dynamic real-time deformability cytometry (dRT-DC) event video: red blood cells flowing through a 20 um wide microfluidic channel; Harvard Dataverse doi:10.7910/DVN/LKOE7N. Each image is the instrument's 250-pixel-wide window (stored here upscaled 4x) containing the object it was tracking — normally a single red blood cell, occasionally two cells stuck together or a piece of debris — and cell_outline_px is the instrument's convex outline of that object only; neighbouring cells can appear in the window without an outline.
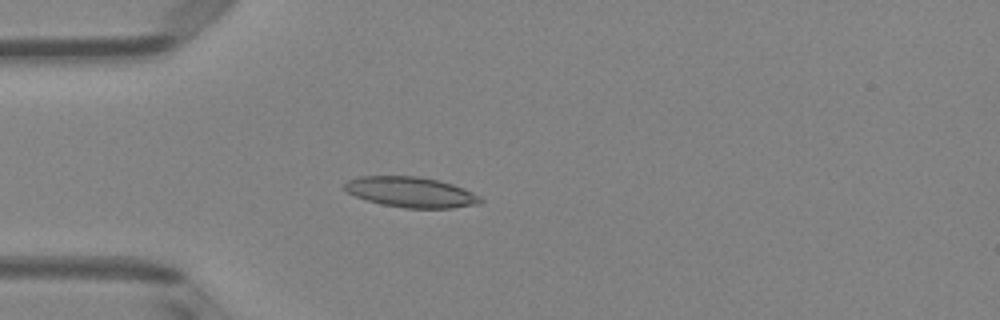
{"species": "Egyptian fruit bat (a non-hibernating species)", "species_latin": "Rousettus aegyptiacus", "temperature_condition": "room temperature", "stored_images_in_passage": 50, "camera_frame_rate_fps": 3000, "um_per_image_px": 0.085, "animal": {"sex": "female"}, "frame": {"image": 1, "passage_image": 14, "time_ms": 4.333, "image_size_px": [1000, 320], "cell_outline_px": [[484, 200], [480, 204], [452, 208], [404, 208], [380, 204], [356, 196], [348, 192], [344, 188], [344, 184], [348, 180], [360, 176], [416, 176], [440, 180], [464, 188], [480, 196]], "centroid_in_image_um": [34.96, 16.33], "position_along_channel_um": 50.0, "area_um2": 24.16}}
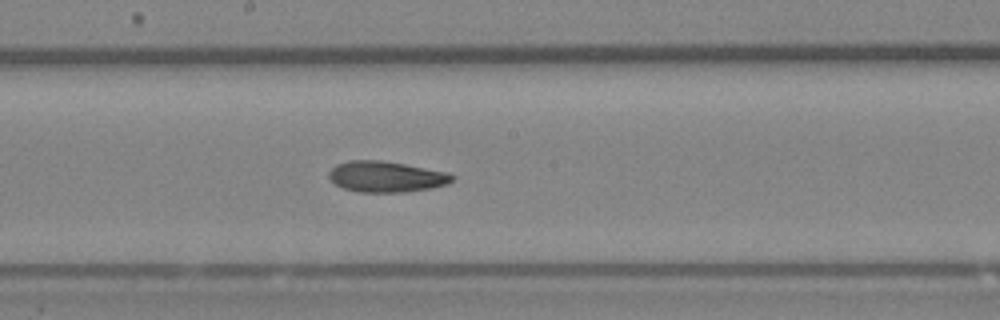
{"frame": {"image": 2, "passage_image": 27, "time_ms": 8.667, "image_size_px": [1000, 320], "cell_outline_px": [[456, 176], [448, 184], [432, 188], [404, 192], [360, 192], [344, 188], [336, 184], [328, 176], [328, 172], [336, 164], [348, 160], [380, 160], [404, 164], [448, 172]], "centroid_in_image_um": [32.83, 15.01], "position_along_channel_um": 215.4, "area_um2": 22.2}}
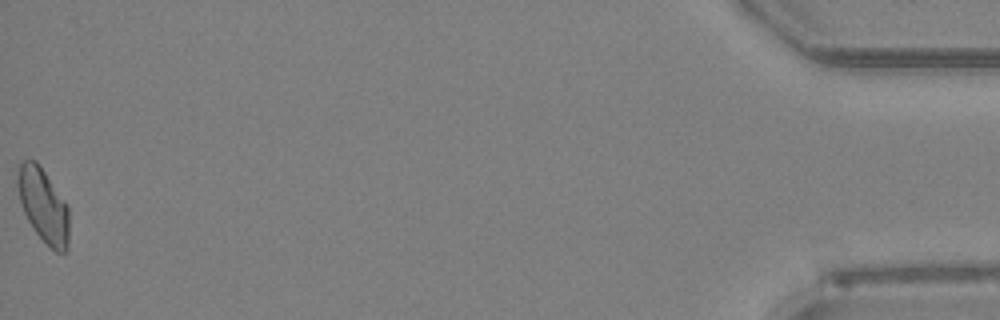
{"frame": {"image": 3, "passage_image": 50, "time_ms": 16.333, "image_size_px": [1000, 320], "cell_outline_px": [[68, 248], [64, 252], [56, 252], [36, 232], [28, 220], [24, 212], [20, 200], [16, 184], [16, 180], [20, 164], [24, 160], [36, 160], [68, 208]], "centroid_in_image_um": [3.66, 17.46], "position_along_channel_um": 431.5, "area_um2": 21.5}, "authors_computed_cell_mechanics": {"area_um2": 22.4264, "velocity_mm_per_s": 4.0869, "shape_relaxation_time_tau1_ms": null, "shape_relaxation_time_tau2_ms": 2.8708, "deformation_change_tau1": null, "deformation_change_tau2": 0.0995}}